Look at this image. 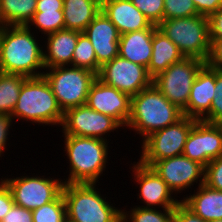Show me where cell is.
I'll return each mask as SVG.
<instances>
[{"instance_id":"1","label":"cell","mask_w":222,"mask_h":222,"mask_svg":"<svg viewBox=\"0 0 222 222\" xmlns=\"http://www.w3.org/2000/svg\"><path fill=\"white\" fill-rule=\"evenodd\" d=\"M32 28L0 26V72L26 77L43 76L44 52Z\"/></svg>"},{"instance_id":"2","label":"cell","mask_w":222,"mask_h":222,"mask_svg":"<svg viewBox=\"0 0 222 222\" xmlns=\"http://www.w3.org/2000/svg\"><path fill=\"white\" fill-rule=\"evenodd\" d=\"M184 116L183 111L171 103L152 83L131 97L130 116L126 127L146 137L174 124Z\"/></svg>"},{"instance_id":"3","label":"cell","mask_w":222,"mask_h":222,"mask_svg":"<svg viewBox=\"0 0 222 222\" xmlns=\"http://www.w3.org/2000/svg\"><path fill=\"white\" fill-rule=\"evenodd\" d=\"M64 151L69 159V174L64 184L99 183L106 171L109 141L94 138L64 135Z\"/></svg>"},{"instance_id":"4","label":"cell","mask_w":222,"mask_h":222,"mask_svg":"<svg viewBox=\"0 0 222 222\" xmlns=\"http://www.w3.org/2000/svg\"><path fill=\"white\" fill-rule=\"evenodd\" d=\"M13 119L61 126L64 112L58 105L51 86L44 76L28 77L21 86L18 101L11 114Z\"/></svg>"},{"instance_id":"5","label":"cell","mask_w":222,"mask_h":222,"mask_svg":"<svg viewBox=\"0 0 222 222\" xmlns=\"http://www.w3.org/2000/svg\"><path fill=\"white\" fill-rule=\"evenodd\" d=\"M96 183L64 184L66 217L74 222H121L122 209L101 195ZM111 204V205H110Z\"/></svg>"},{"instance_id":"6","label":"cell","mask_w":222,"mask_h":222,"mask_svg":"<svg viewBox=\"0 0 222 222\" xmlns=\"http://www.w3.org/2000/svg\"><path fill=\"white\" fill-rule=\"evenodd\" d=\"M157 29L179 48L184 57L207 62L211 51L208 17L198 14L164 19Z\"/></svg>"},{"instance_id":"7","label":"cell","mask_w":222,"mask_h":222,"mask_svg":"<svg viewBox=\"0 0 222 222\" xmlns=\"http://www.w3.org/2000/svg\"><path fill=\"white\" fill-rule=\"evenodd\" d=\"M45 70L43 76L51 86L58 105L63 112L69 108L86 104L89 89L97 78L96 73L71 65L47 68Z\"/></svg>"},{"instance_id":"8","label":"cell","mask_w":222,"mask_h":222,"mask_svg":"<svg viewBox=\"0 0 222 222\" xmlns=\"http://www.w3.org/2000/svg\"><path fill=\"white\" fill-rule=\"evenodd\" d=\"M196 121L184 115L174 124L150 134L141 143L138 161L151 167L156 161L183 154L187 137Z\"/></svg>"},{"instance_id":"9","label":"cell","mask_w":222,"mask_h":222,"mask_svg":"<svg viewBox=\"0 0 222 222\" xmlns=\"http://www.w3.org/2000/svg\"><path fill=\"white\" fill-rule=\"evenodd\" d=\"M205 64L200 59L184 57L155 76L152 83L171 103L183 110L196 75Z\"/></svg>"},{"instance_id":"10","label":"cell","mask_w":222,"mask_h":222,"mask_svg":"<svg viewBox=\"0 0 222 222\" xmlns=\"http://www.w3.org/2000/svg\"><path fill=\"white\" fill-rule=\"evenodd\" d=\"M1 179L10 188L14 204L31 211L54 201L62 193L64 185L60 178L39 177L37 174Z\"/></svg>"},{"instance_id":"11","label":"cell","mask_w":222,"mask_h":222,"mask_svg":"<svg viewBox=\"0 0 222 222\" xmlns=\"http://www.w3.org/2000/svg\"><path fill=\"white\" fill-rule=\"evenodd\" d=\"M61 126L63 135L94 137L106 141L110 135L108 133H114L120 127L122 129L114 118L93 110L87 104L67 109Z\"/></svg>"},{"instance_id":"12","label":"cell","mask_w":222,"mask_h":222,"mask_svg":"<svg viewBox=\"0 0 222 222\" xmlns=\"http://www.w3.org/2000/svg\"><path fill=\"white\" fill-rule=\"evenodd\" d=\"M97 78L130 97L149 87L153 81L146 67L120 56L103 64Z\"/></svg>"},{"instance_id":"13","label":"cell","mask_w":222,"mask_h":222,"mask_svg":"<svg viewBox=\"0 0 222 222\" xmlns=\"http://www.w3.org/2000/svg\"><path fill=\"white\" fill-rule=\"evenodd\" d=\"M151 168L173 191L174 195L185 191L193 184L205 182V167L183 154L156 161Z\"/></svg>"},{"instance_id":"14","label":"cell","mask_w":222,"mask_h":222,"mask_svg":"<svg viewBox=\"0 0 222 222\" xmlns=\"http://www.w3.org/2000/svg\"><path fill=\"white\" fill-rule=\"evenodd\" d=\"M183 155L206 165L222 155V124L197 120L185 143Z\"/></svg>"},{"instance_id":"15","label":"cell","mask_w":222,"mask_h":222,"mask_svg":"<svg viewBox=\"0 0 222 222\" xmlns=\"http://www.w3.org/2000/svg\"><path fill=\"white\" fill-rule=\"evenodd\" d=\"M132 165L134 181L140 185L137 200L141 199L144 204L141 207L169 209L181 202V199L175 198L176 195L172 196L173 191L151 167L142 165L139 161H134Z\"/></svg>"},{"instance_id":"16","label":"cell","mask_w":222,"mask_h":222,"mask_svg":"<svg viewBox=\"0 0 222 222\" xmlns=\"http://www.w3.org/2000/svg\"><path fill=\"white\" fill-rule=\"evenodd\" d=\"M86 104L93 110L114 118L124 129L130 116L131 97L96 78Z\"/></svg>"},{"instance_id":"17","label":"cell","mask_w":222,"mask_h":222,"mask_svg":"<svg viewBox=\"0 0 222 222\" xmlns=\"http://www.w3.org/2000/svg\"><path fill=\"white\" fill-rule=\"evenodd\" d=\"M91 41L97 59V74L100 67L119 56L120 33L104 12L100 11L83 32Z\"/></svg>"},{"instance_id":"18","label":"cell","mask_w":222,"mask_h":222,"mask_svg":"<svg viewBox=\"0 0 222 222\" xmlns=\"http://www.w3.org/2000/svg\"><path fill=\"white\" fill-rule=\"evenodd\" d=\"M216 68L205 64L192 84L187 106L182 110L187 117L201 120L211 109L216 97Z\"/></svg>"},{"instance_id":"19","label":"cell","mask_w":222,"mask_h":222,"mask_svg":"<svg viewBox=\"0 0 222 222\" xmlns=\"http://www.w3.org/2000/svg\"><path fill=\"white\" fill-rule=\"evenodd\" d=\"M101 11L116 26L120 35L142 29H157L130 0H106Z\"/></svg>"},{"instance_id":"20","label":"cell","mask_w":222,"mask_h":222,"mask_svg":"<svg viewBox=\"0 0 222 222\" xmlns=\"http://www.w3.org/2000/svg\"><path fill=\"white\" fill-rule=\"evenodd\" d=\"M81 32L74 30H59L44 38L46 43L43 47L44 67L53 68L58 66H72V58L78 36Z\"/></svg>"},{"instance_id":"21","label":"cell","mask_w":222,"mask_h":222,"mask_svg":"<svg viewBox=\"0 0 222 222\" xmlns=\"http://www.w3.org/2000/svg\"><path fill=\"white\" fill-rule=\"evenodd\" d=\"M155 30L142 29L120 35L119 56L147 68L152 56Z\"/></svg>"},{"instance_id":"22","label":"cell","mask_w":222,"mask_h":222,"mask_svg":"<svg viewBox=\"0 0 222 222\" xmlns=\"http://www.w3.org/2000/svg\"><path fill=\"white\" fill-rule=\"evenodd\" d=\"M181 201L206 222L222 219V191L202 184L194 194L184 195Z\"/></svg>"},{"instance_id":"23","label":"cell","mask_w":222,"mask_h":222,"mask_svg":"<svg viewBox=\"0 0 222 222\" xmlns=\"http://www.w3.org/2000/svg\"><path fill=\"white\" fill-rule=\"evenodd\" d=\"M183 58L184 55L179 48L160 30L156 29L152 39V56L147 67L149 75L154 78Z\"/></svg>"},{"instance_id":"24","label":"cell","mask_w":222,"mask_h":222,"mask_svg":"<svg viewBox=\"0 0 222 222\" xmlns=\"http://www.w3.org/2000/svg\"><path fill=\"white\" fill-rule=\"evenodd\" d=\"M100 11L98 0H63L65 29L84 32Z\"/></svg>"},{"instance_id":"25","label":"cell","mask_w":222,"mask_h":222,"mask_svg":"<svg viewBox=\"0 0 222 222\" xmlns=\"http://www.w3.org/2000/svg\"><path fill=\"white\" fill-rule=\"evenodd\" d=\"M36 4L37 0H0V26H27Z\"/></svg>"},{"instance_id":"26","label":"cell","mask_w":222,"mask_h":222,"mask_svg":"<svg viewBox=\"0 0 222 222\" xmlns=\"http://www.w3.org/2000/svg\"><path fill=\"white\" fill-rule=\"evenodd\" d=\"M28 77L0 72V114L11 115L18 101L21 86Z\"/></svg>"},{"instance_id":"27","label":"cell","mask_w":222,"mask_h":222,"mask_svg":"<svg viewBox=\"0 0 222 222\" xmlns=\"http://www.w3.org/2000/svg\"><path fill=\"white\" fill-rule=\"evenodd\" d=\"M130 208L129 211L122 209L121 222H174L175 208L157 210L140 205Z\"/></svg>"},{"instance_id":"28","label":"cell","mask_w":222,"mask_h":222,"mask_svg":"<svg viewBox=\"0 0 222 222\" xmlns=\"http://www.w3.org/2000/svg\"><path fill=\"white\" fill-rule=\"evenodd\" d=\"M28 27L34 26L45 36L65 29L63 10H36Z\"/></svg>"},{"instance_id":"29","label":"cell","mask_w":222,"mask_h":222,"mask_svg":"<svg viewBox=\"0 0 222 222\" xmlns=\"http://www.w3.org/2000/svg\"><path fill=\"white\" fill-rule=\"evenodd\" d=\"M72 66L85 68L97 74V59L93 45L87 35L81 32L74 49Z\"/></svg>"},{"instance_id":"30","label":"cell","mask_w":222,"mask_h":222,"mask_svg":"<svg viewBox=\"0 0 222 222\" xmlns=\"http://www.w3.org/2000/svg\"><path fill=\"white\" fill-rule=\"evenodd\" d=\"M33 222H62L66 218V206L61 193L54 201L32 210Z\"/></svg>"},{"instance_id":"31","label":"cell","mask_w":222,"mask_h":222,"mask_svg":"<svg viewBox=\"0 0 222 222\" xmlns=\"http://www.w3.org/2000/svg\"><path fill=\"white\" fill-rule=\"evenodd\" d=\"M198 14L192 0H164V19L191 17Z\"/></svg>"},{"instance_id":"32","label":"cell","mask_w":222,"mask_h":222,"mask_svg":"<svg viewBox=\"0 0 222 222\" xmlns=\"http://www.w3.org/2000/svg\"><path fill=\"white\" fill-rule=\"evenodd\" d=\"M152 25L158 26L164 20V0H130Z\"/></svg>"},{"instance_id":"33","label":"cell","mask_w":222,"mask_h":222,"mask_svg":"<svg viewBox=\"0 0 222 222\" xmlns=\"http://www.w3.org/2000/svg\"><path fill=\"white\" fill-rule=\"evenodd\" d=\"M216 97L211 103L210 111L201 119L212 124H222V70L216 69Z\"/></svg>"},{"instance_id":"34","label":"cell","mask_w":222,"mask_h":222,"mask_svg":"<svg viewBox=\"0 0 222 222\" xmlns=\"http://www.w3.org/2000/svg\"><path fill=\"white\" fill-rule=\"evenodd\" d=\"M209 188L222 191V155L205 167V182Z\"/></svg>"},{"instance_id":"35","label":"cell","mask_w":222,"mask_h":222,"mask_svg":"<svg viewBox=\"0 0 222 222\" xmlns=\"http://www.w3.org/2000/svg\"><path fill=\"white\" fill-rule=\"evenodd\" d=\"M1 222H33L32 211L13 204Z\"/></svg>"},{"instance_id":"36","label":"cell","mask_w":222,"mask_h":222,"mask_svg":"<svg viewBox=\"0 0 222 222\" xmlns=\"http://www.w3.org/2000/svg\"><path fill=\"white\" fill-rule=\"evenodd\" d=\"M209 39L212 44L215 40H222V7L208 17Z\"/></svg>"},{"instance_id":"37","label":"cell","mask_w":222,"mask_h":222,"mask_svg":"<svg viewBox=\"0 0 222 222\" xmlns=\"http://www.w3.org/2000/svg\"><path fill=\"white\" fill-rule=\"evenodd\" d=\"M14 204L13 195L7 184L0 180V222Z\"/></svg>"},{"instance_id":"38","label":"cell","mask_w":222,"mask_h":222,"mask_svg":"<svg viewBox=\"0 0 222 222\" xmlns=\"http://www.w3.org/2000/svg\"><path fill=\"white\" fill-rule=\"evenodd\" d=\"M174 222H206L182 201L175 207Z\"/></svg>"},{"instance_id":"39","label":"cell","mask_w":222,"mask_h":222,"mask_svg":"<svg viewBox=\"0 0 222 222\" xmlns=\"http://www.w3.org/2000/svg\"><path fill=\"white\" fill-rule=\"evenodd\" d=\"M14 120L11 115L0 114V157L4 156V150L7 147L8 135L10 136V127ZM3 154V155H2Z\"/></svg>"},{"instance_id":"40","label":"cell","mask_w":222,"mask_h":222,"mask_svg":"<svg viewBox=\"0 0 222 222\" xmlns=\"http://www.w3.org/2000/svg\"><path fill=\"white\" fill-rule=\"evenodd\" d=\"M199 15L209 17L222 7V0H192Z\"/></svg>"},{"instance_id":"41","label":"cell","mask_w":222,"mask_h":222,"mask_svg":"<svg viewBox=\"0 0 222 222\" xmlns=\"http://www.w3.org/2000/svg\"><path fill=\"white\" fill-rule=\"evenodd\" d=\"M206 64L211 68L222 70V40H215L211 44V51Z\"/></svg>"},{"instance_id":"42","label":"cell","mask_w":222,"mask_h":222,"mask_svg":"<svg viewBox=\"0 0 222 222\" xmlns=\"http://www.w3.org/2000/svg\"><path fill=\"white\" fill-rule=\"evenodd\" d=\"M36 10H63V0H37Z\"/></svg>"},{"instance_id":"43","label":"cell","mask_w":222,"mask_h":222,"mask_svg":"<svg viewBox=\"0 0 222 222\" xmlns=\"http://www.w3.org/2000/svg\"><path fill=\"white\" fill-rule=\"evenodd\" d=\"M62 222H74V221H72V220H70L69 218H65Z\"/></svg>"},{"instance_id":"44","label":"cell","mask_w":222,"mask_h":222,"mask_svg":"<svg viewBox=\"0 0 222 222\" xmlns=\"http://www.w3.org/2000/svg\"><path fill=\"white\" fill-rule=\"evenodd\" d=\"M208 222H222V219L211 220V221H208Z\"/></svg>"},{"instance_id":"45","label":"cell","mask_w":222,"mask_h":222,"mask_svg":"<svg viewBox=\"0 0 222 222\" xmlns=\"http://www.w3.org/2000/svg\"><path fill=\"white\" fill-rule=\"evenodd\" d=\"M101 4L104 2V1H106V0H98Z\"/></svg>"}]
</instances>
